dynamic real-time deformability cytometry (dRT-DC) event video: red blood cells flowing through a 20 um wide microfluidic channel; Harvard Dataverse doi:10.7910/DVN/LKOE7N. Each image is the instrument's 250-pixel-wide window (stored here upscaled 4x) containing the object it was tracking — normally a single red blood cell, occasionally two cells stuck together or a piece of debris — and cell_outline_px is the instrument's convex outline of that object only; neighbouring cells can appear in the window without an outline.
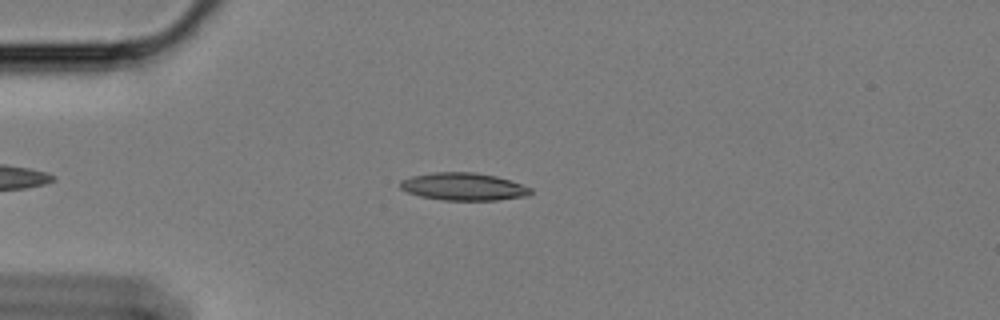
{"species": "Egyptian fruit bat (a non-hibernating species)", "species_latin": "Rousettus aegyptiacus", "temperature_condition": "cold", "stored_images_in_passage": 23, "camera_frame_rate_fps": 3000, "um_per_image_px": 0.085, "animal": {"sex": "female"}, "frame": {"image": 1, "passage_image": 12, "time_ms": 3.667, "image_size_px": [1000, 320], "cell_outline_px": [[532, 192], [528, 196], [500, 200], [444, 200], [420, 196], [408, 192], [400, 188], [400, 180], [412, 176], [432, 172], [476, 172], [496, 176], [532, 188]], "centroid_in_image_um": [39.4, 15.86], "position_along_channel_um": 45.6, "area_um2": 20.98}}
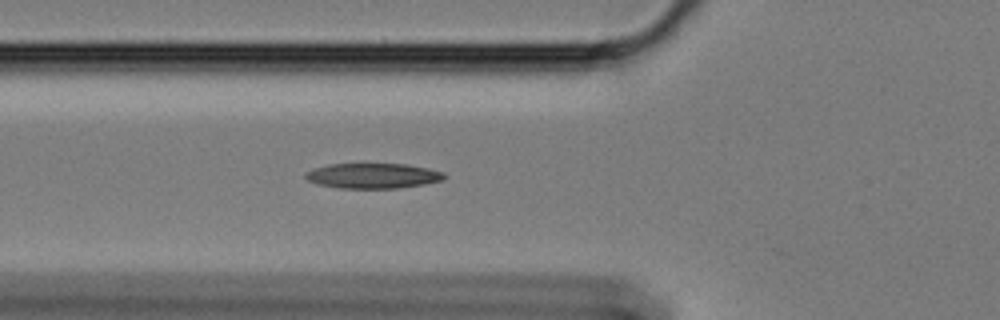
{"frame": {"image": 2, "passage_image": 18, "time_ms": 5.667, "image_size_px": [1000, 320], "cell_outline_px": [[448, 176], [444, 180], [424, 184], [396, 188], [336, 188], [316, 184], [308, 180], [304, 176], [304, 172], [312, 168], [328, 164], [408, 164], [428, 168], [444, 172]], "centroid_in_image_um": [31.68, 14.94], "position_along_channel_um": 94.1, "area_um2": 20.63}}
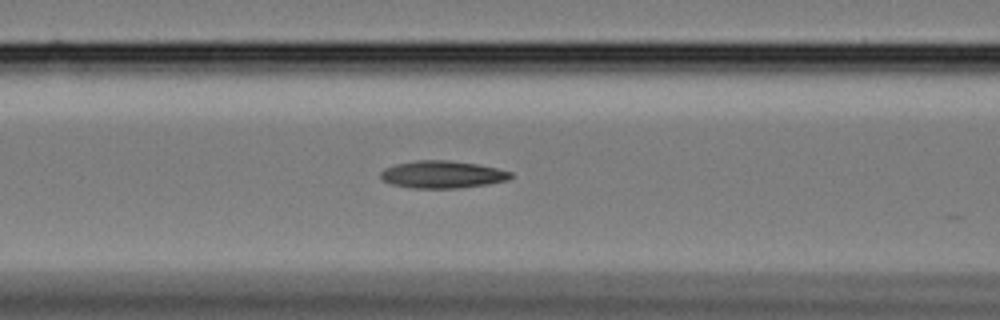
{"frame": {"image": 3, "passage_image": 21, "time_ms": 6.667, "image_size_px": [1000, 320], "cell_outline_px": [[512, 176], [508, 180], [488, 184], [460, 188], [408, 188], [392, 184], [384, 180], [380, 176], [380, 172], [384, 168], [396, 164], [416, 160], [448, 160], [480, 164], [512, 172]], "centroid_in_image_um": [37.6, 14.83], "position_along_channel_um": 129.0, "area_um2": 20.87}}